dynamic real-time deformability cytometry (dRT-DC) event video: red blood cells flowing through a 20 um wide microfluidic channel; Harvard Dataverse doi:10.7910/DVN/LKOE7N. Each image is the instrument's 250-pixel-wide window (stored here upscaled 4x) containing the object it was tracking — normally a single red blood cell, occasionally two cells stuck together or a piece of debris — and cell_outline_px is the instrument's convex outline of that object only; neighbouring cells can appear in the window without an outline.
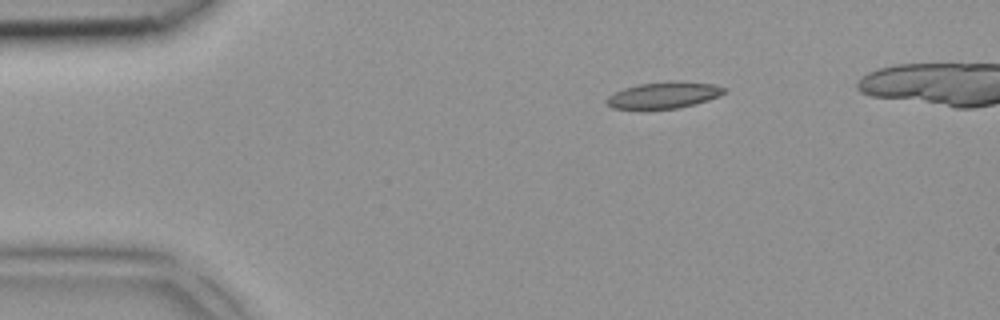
{"species": "common noctule bat (a hibernating species)", "species_latin": "Nyctalus noctula", "temperature_condition": "room temperature", "stored_images_in_passage": 3, "camera_frame_rate_fps": 3000, "um_per_image_px": 0.085, "animal": {"sex": "female", "body_mass_g": 18.4}, "frame": {"image": 1, "passage_image": 1, "time_ms": 0.0, "image_size_px": [1000, 320], "cell_outline_px": [[728, 88], [720, 96], [708, 100], [676, 108], [612, 108], [604, 100], [612, 92], [636, 84], [672, 80], [676, 80], [712, 84]], "centroid_in_image_um": [56.41, 8.05], "position_along_channel_um": 28.6, "area_um2": 18.09}}